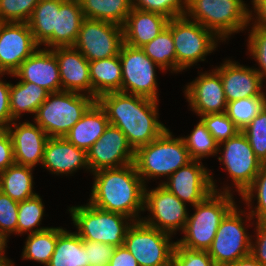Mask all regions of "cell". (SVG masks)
Masks as SVG:
<instances>
[{
	"label": "cell",
	"instance_id": "17",
	"mask_svg": "<svg viewBox=\"0 0 266 266\" xmlns=\"http://www.w3.org/2000/svg\"><path fill=\"white\" fill-rule=\"evenodd\" d=\"M39 47L27 22H0V73L13 74Z\"/></svg>",
	"mask_w": 266,
	"mask_h": 266
},
{
	"label": "cell",
	"instance_id": "1",
	"mask_svg": "<svg viewBox=\"0 0 266 266\" xmlns=\"http://www.w3.org/2000/svg\"><path fill=\"white\" fill-rule=\"evenodd\" d=\"M96 101L106 112L109 124L125 134L134 150L154 141L167 129L158 119L159 101L123 92L107 93Z\"/></svg>",
	"mask_w": 266,
	"mask_h": 266
},
{
	"label": "cell",
	"instance_id": "39",
	"mask_svg": "<svg viewBox=\"0 0 266 266\" xmlns=\"http://www.w3.org/2000/svg\"><path fill=\"white\" fill-rule=\"evenodd\" d=\"M241 131L247 137L255 156L266 164V106Z\"/></svg>",
	"mask_w": 266,
	"mask_h": 266
},
{
	"label": "cell",
	"instance_id": "46",
	"mask_svg": "<svg viewBox=\"0 0 266 266\" xmlns=\"http://www.w3.org/2000/svg\"><path fill=\"white\" fill-rule=\"evenodd\" d=\"M88 266H108L115 246L100 242L84 241Z\"/></svg>",
	"mask_w": 266,
	"mask_h": 266
},
{
	"label": "cell",
	"instance_id": "23",
	"mask_svg": "<svg viewBox=\"0 0 266 266\" xmlns=\"http://www.w3.org/2000/svg\"><path fill=\"white\" fill-rule=\"evenodd\" d=\"M41 165L56 175H71L82 168L90 172L87 152L68 142L64 137L47 139Z\"/></svg>",
	"mask_w": 266,
	"mask_h": 266
},
{
	"label": "cell",
	"instance_id": "47",
	"mask_svg": "<svg viewBox=\"0 0 266 266\" xmlns=\"http://www.w3.org/2000/svg\"><path fill=\"white\" fill-rule=\"evenodd\" d=\"M255 238L251 240L250 254L263 266H266V222H255Z\"/></svg>",
	"mask_w": 266,
	"mask_h": 266
},
{
	"label": "cell",
	"instance_id": "20",
	"mask_svg": "<svg viewBox=\"0 0 266 266\" xmlns=\"http://www.w3.org/2000/svg\"><path fill=\"white\" fill-rule=\"evenodd\" d=\"M17 122L13 120L7 127L12 139L14 161L34 168L39 163L42 164L44 147L49 137L35 122Z\"/></svg>",
	"mask_w": 266,
	"mask_h": 266
},
{
	"label": "cell",
	"instance_id": "38",
	"mask_svg": "<svg viewBox=\"0 0 266 266\" xmlns=\"http://www.w3.org/2000/svg\"><path fill=\"white\" fill-rule=\"evenodd\" d=\"M240 196L248 207L250 216L256 222H266V164L261 166L252 184ZM253 199L257 200L255 207L252 205Z\"/></svg>",
	"mask_w": 266,
	"mask_h": 266
},
{
	"label": "cell",
	"instance_id": "33",
	"mask_svg": "<svg viewBox=\"0 0 266 266\" xmlns=\"http://www.w3.org/2000/svg\"><path fill=\"white\" fill-rule=\"evenodd\" d=\"M65 230L62 227H50L29 234L22 249V259L33 260L47 266L55 250L58 236Z\"/></svg>",
	"mask_w": 266,
	"mask_h": 266
},
{
	"label": "cell",
	"instance_id": "29",
	"mask_svg": "<svg viewBox=\"0 0 266 266\" xmlns=\"http://www.w3.org/2000/svg\"><path fill=\"white\" fill-rule=\"evenodd\" d=\"M60 0H40L27 22L35 42L45 49L53 48V30H56V10Z\"/></svg>",
	"mask_w": 266,
	"mask_h": 266
},
{
	"label": "cell",
	"instance_id": "25",
	"mask_svg": "<svg viewBox=\"0 0 266 266\" xmlns=\"http://www.w3.org/2000/svg\"><path fill=\"white\" fill-rule=\"evenodd\" d=\"M108 125L109 120L106 112L95 101L64 138L79 149L87 152L104 133Z\"/></svg>",
	"mask_w": 266,
	"mask_h": 266
},
{
	"label": "cell",
	"instance_id": "4",
	"mask_svg": "<svg viewBox=\"0 0 266 266\" xmlns=\"http://www.w3.org/2000/svg\"><path fill=\"white\" fill-rule=\"evenodd\" d=\"M233 194L213 191L202 202L192 206L195 211L188 215L181 237L176 243L192 250L207 251L217 229L226 214L236 205Z\"/></svg>",
	"mask_w": 266,
	"mask_h": 266
},
{
	"label": "cell",
	"instance_id": "16",
	"mask_svg": "<svg viewBox=\"0 0 266 266\" xmlns=\"http://www.w3.org/2000/svg\"><path fill=\"white\" fill-rule=\"evenodd\" d=\"M135 150L125 134L109 124L100 138L87 151L90 173L101 169L120 168L134 162Z\"/></svg>",
	"mask_w": 266,
	"mask_h": 266
},
{
	"label": "cell",
	"instance_id": "26",
	"mask_svg": "<svg viewBox=\"0 0 266 266\" xmlns=\"http://www.w3.org/2000/svg\"><path fill=\"white\" fill-rule=\"evenodd\" d=\"M84 19L79 0H60V9L56 10V30H53V48L73 46Z\"/></svg>",
	"mask_w": 266,
	"mask_h": 266
},
{
	"label": "cell",
	"instance_id": "48",
	"mask_svg": "<svg viewBox=\"0 0 266 266\" xmlns=\"http://www.w3.org/2000/svg\"><path fill=\"white\" fill-rule=\"evenodd\" d=\"M13 144L7 128L0 127V172L14 164Z\"/></svg>",
	"mask_w": 266,
	"mask_h": 266
},
{
	"label": "cell",
	"instance_id": "21",
	"mask_svg": "<svg viewBox=\"0 0 266 266\" xmlns=\"http://www.w3.org/2000/svg\"><path fill=\"white\" fill-rule=\"evenodd\" d=\"M216 66L215 71L220 75L227 102L246 97L261 96L264 91L263 80L254 67L240 65L227 59Z\"/></svg>",
	"mask_w": 266,
	"mask_h": 266
},
{
	"label": "cell",
	"instance_id": "44",
	"mask_svg": "<svg viewBox=\"0 0 266 266\" xmlns=\"http://www.w3.org/2000/svg\"><path fill=\"white\" fill-rule=\"evenodd\" d=\"M18 205V201L0 190V234L6 239L11 234H17Z\"/></svg>",
	"mask_w": 266,
	"mask_h": 266
},
{
	"label": "cell",
	"instance_id": "49",
	"mask_svg": "<svg viewBox=\"0 0 266 266\" xmlns=\"http://www.w3.org/2000/svg\"><path fill=\"white\" fill-rule=\"evenodd\" d=\"M6 73H0V127L7 128L13 121L10 113V83L1 79Z\"/></svg>",
	"mask_w": 266,
	"mask_h": 266
},
{
	"label": "cell",
	"instance_id": "9",
	"mask_svg": "<svg viewBox=\"0 0 266 266\" xmlns=\"http://www.w3.org/2000/svg\"><path fill=\"white\" fill-rule=\"evenodd\" d=\"M171 32L176 52L177 73L205 61L206 56L215 51L222 41L211 30L185 15L171 19Z\"/></svg>",
	"mask_w": 266,
	"mask_h": 266
},
{
	"label": "cell",
	"instance_id": "3",
	"mask_svg": "<svg viewBox=\"0 0 266 266\" xmlns=\"http://www.w3.org/2000/svg\"><path fill=\"white\" fill-rule=\"evenodd\" d=\"M172 134L167 128L157 139L135 150L133 163L145 185L152 178L167 179L192 160L182 136L174 138Z\"/></svg>",
	"mask_w": 266,
	"mask_h": 266
},
{
	"label": "cell",
	"instance_id": "12",
	"mask_svg": "<svg viewBox=\"0 0 266 266\" xmlns=\"http://www.w3.org/2000/svg\"><path fill=\"white\" fill-rule=\"evenodd\" d=\"M207 167L200 160H191L183 167L175 171L170 177L160 181V184L173 193L182 202L195 206L202 202L213 191L228 192L233 188L228 185L217 189L215 180ZM165 181V182H164Z\"/></svg>",
	"mask_w": 266,
	"mask_h": 266
},
{
	"label": "cell",
	"instance_id": "30",
	"mask_svg": "<svg viewBox=\"0 0 266 266\" xmlns=\"http://www.w3.org/2000/svg\"><path fill=\"white\" fill-rule=\"evenodd\" d=\"M33 169L29 166L12 164L0 172V190L15 201H24L37 195L34 192Z\"/></svg>",
	"mask_w": 266,
	"mask_h": 266
},
{
	"label": "cell",
	"instance_id": "53",
	"mask_svg": "<svg viewBox=\"0 0 266 266\" xmlns=\"http://www.w3.org/2000/svg\"><path fill=\"white\" fill-rule=\"evenodd\" d=\"M7 242L8 240L2 234H0V262L1 261H12L5 255V252H6L5 249L7 248Z\"/></svg>",
	"mask_w": 266,
	"mask_h": 266
},
{
	"label": "cell",
	"instance_id": "31",
	"mask_svg": "<svg viewBox=\"0 0 266 266\" xmlns=\"http://www.w3.org/2000/svg\"><path fill=\"white\" fill-rule=\"evenodd\" d=\"M86 19L123 26L132 9V0H79Z\"/></svg>",
	"mask_w": 266,
	"mask_h": 266
},
{
	"label": "cell",
	"instance_id": "27",
	"mask_svg": "<svg viewBox=\"0 0 266 266\" xmlns=\"http://www.w3.org/2000/svg\"><path fill=\"white\" fill-rule=\"evenodd\" d=\"M92 97L120 92L122 83V66L119 55L89 62Z\"/></svg>",
	"mask_w": 266,
	"mask_h": 266
},
{
	"label": "cell",
	"instance_id": "8",
	"mask_svg": "<svg viewBox=\"0 0 266 266\" xmlns=\"http://www.w3.org/2000/svg\"><path fill=\"white\" fill-rule=\"evenodd\" d=\"M246 211L238 208L237 204L222 219L211 247L207 250L212 260L219 266L233 263L241 257L247 256L251 251L252 235L246 231L247 222L249 226L255 221ZM245 213V215H244ZM248 213V214H247ZM244 215V216H243ZM243 217L245 219H243ZM245 221V222H244ZM246 224V225H244Z\"/></svg>",
	"mask_w": 266,
	"mask_h": 266
},
{
	"label": "cell",
	"instance_id": "11",
	"mask_svg": "<svg viewBox=\"0 0 266 266\" xmlns=\"http://www.w3.org/2000/svg\"><path fill=\"white\" fill-rule=\"evenodd\" d=\"M119 59L122 66L120 92L159 101L156 69L164 71L141 48L125 43L120 48Z\"/></svg>",
	"mask_w": 266,
	"mask_h": 266
},
{
	"label": "cell",
	"instance_id": "22",
	"mask_svg": "<svg viewBox=\"0 0 266 266\" xmlns=\"http://www.w3.org/2000/svg\"><path fill=\"white\" fill-rule=\"evenodd\" d=\"M51 50L58 62L62 91L92 97L89 61L73 46L54 47Z\"/></svg>",
	"mask_w": 266,
	"mask_h": 266
},
{
	"label": "cell",
	"instance_id": "18",
	"mask_svg": "<svg viewBox=\"0 0 266 266\" xmlns=\"http://www.w3.org/2000/svg\"><path fill=\"white\" fill-rule=\"evenodd\" d=\"M211 71L199 73L183 88L191 111L199 117L226 111L227 101L221 77L214 68Z\"/></svg>",
	"mask_w": 266,
	"mask_h": 266
},
{
	"label": "cell",
	"instance_id": "34",
	"mask_svg": "<svg viewBox=\"0 0 266 266\" xmlns=\"http://www.w3.org/2000/svg\"><path fill=\"white\" fill-rule=\"evenodd\" d=\"M141 49L163 71L169 69L171 73H177V59L171 32V19L167 27L157 37L141 47Z\"/></svg>",
	"mask_w": 266,
	"mask_h": 266
},
{
	"label": "cell",
	"instance_id": "43",
	"mask_svg": "<svg viewBox=\"0 0 266 266\" xmlns=\"http://www.w3.org/2000/svg\"><path fill=\"white\" fill-rule=\"evenodd\" d=\"M132 7L173 19L185 15L186 0H132Z\"/></svg>",
	"mask_w": 266,
	"mask_h": 266
},
{
	"label": "cell",
	"instance_id": "7",
	"mask_svg": "<svg viewBox=\"0 0 266 266\" xmlns=\"http://www.w3.org/2000/svg\"><path fill=\"white\" fill-rule=\"evenodd\" d=\"M96 100L85 94L60 91L49 93L33 116L48 137H64Z\"/></svg>",
	"mask_w": 266,
	"mask_h": 266
},
{
	"label": "cell",
	"instance_id": "5",
	"mask_svg": "<svg viewBox=\"0 0 266 266\" xmlns=\"http://www.w3.org/2000/svg\"><path fill=\"white\" fill-rule=\"evenodd\" d=\"M243 0H186L185 16L211 30L222 42L247 30L248 4Z\"/></svg>",
	"mask_w": 266,
	"mask_h": 266
},
{
	"label": "cell",
	"instance_id": "52",
	"mask_svg": "<svg viewBox=\"0 0 266 266\" xmlns=\"http://www.w3.org/2000/svg\"><path fill=\"white\" fill-rule=\"evenodd\" d=\"M225 266H263L251 254L241 257L237 261L227 264Z\"/></svg>",
	"mask_w": 266,
	"mask_h": 266
},
{
	"label": "cell",
	"instance_id": "32",
	"mask_svg": "<svg viewBox=\"0 0 266 266\" xmlns=\"http://www.w3.org/2000/svg\"><path fill=\"white\" fill-rule=\"evenodd\" d=\"M47 266H88L84 241L76 232L65 229L58 236Z\"/></svg>",
	"mask_w": 266,
	"mask_h": 266
},
{
	"label": "cell",
	"instance_id": "40",
	"mask_svg": "<svg viewBox=\"0 0 266 266\" xmlns=\"http://www.w3.org/2000/svg\"><path fill=\"white\" fill-rule=\"evenodd\" d=\"M200 120L218 144L227 141L240 131V129L233 123L225 112L206 114L200 116Z\"/></svg>",
	"mask_w": 266,
	"mask_h": 266
},
{
	"label": "cell",
	"instance_id": "14",
	"mask_svg": "<svg viewBox=\"0 0 266 266\" xmlns=\"http://www.w3.org/2000/svg\"><path fill=\"white\" fill-rule=\"evenodd\" d=\"M187 203L182 202L173 193L159 184L156 188L145 187L144 211L150 214L142 216V221L158 230L175 235L183 231L189 212Z\"/></svg>",
	"mask_w": 266,
	"mask_h": 266
},
{
	"label": "cell",
	"instance_id": "37",
	"mask_svg": "<svg viewBox=\"0 0 266 266\" xmlns=\"http://www.w3.org/2000/svg\"><path fill=\"white\" fill-rule=\"evenodd\" d=\"M182 138L191 159L201 161L209 156H217L219 144L201 120L195 125L190 135Z\"/></svg>",
	"mask_w": 266,
	"mask_h": 266
},
{
	"label": "cell",
	"instance_id": "24",
	"mask_svg": "<svg viewBox=\"0 0 266 266\" xmlns=\"http://www.w3.org/2000/svg\"><path fill=\"white\" fill-rule=\"evenodd\" d=\"M169 20L162 14L132 7L122 26L123 43L141 48L157 37L167 27Z\"/></svg>",
	"mask_w": 266,
	"mask_h": 266
},
{
	"label": "cell",
	"instance_id": "54",
	"mask_svg": "<svg viewBox=\"0 0 266 266\" xmlns=\"http://www.w3.org/2000/svg\"><path fill=\"white\" fill-rule=\"evenodd\" d=\"M0 266H14L13 261H1Z\"/></svg>",
	"mask_w": 266,
	"mask_h": 266
},
{
	"label": "cell",
	"instance_id": "2",
	"mask_svg": "<svg viewBox=\"0 0 266 266\" xmlns=\"http://www.w3.org/2000/svg\"><path fill=\"white\" fill-rule=\"evenodd\" d=\"M94 183L89 202L94 207L123 214L134 221L141 220L144 212L145 187L134 163L101 169L92 173Z\"/></svg>",
	"mask_w": 266,
	"mask_h": 266
},
{
	"label": "cell",
	"instance_id": "15",
	"mask_svg": "<svg viewBox=\"0 0 266 266\" xmlns=\"http://www.w3.org/2000/svg\"><path fill=\"white\" fill-rule=\"evenodd\" d=\"M122 44L121 26L85 18L73 47L91 62L119 55Z\"/></svg>",
	"mask_w": 266,
	"mask_h": 266
},
{
	"label": "cell",
	"instance_id": "50",
	"mask_svg": "<svg viewBox=\"0 0 266 266\" xmlns=\"http://www.w3.org/2000/svg\"><path fill=\"white\" fill-rule=\"evenodd\" d=\"M108 266H139L135 257L123 245L115 248Z\"/></svg>",
	"mask_w": 266,
	"mask_h": 266
},
{
	"label": "cell",
	"instance_id": "51",
	"mask_svg": "<svg viewBox=\"0 0 266 266\" xmlns=\"http://www.w3.org/2000/svg\"><path fill=\"white\" fill-rule=\"evenodd\" d=\"M251 4L254 11H249V26L266 27V0H251Z\"/></svg>",
	"mask_w": 266,
	"mask_h": 266
},
{
	"label": "cell",
	"instance_id": "6",
	"mask_svg": "<svg viewBox=\"0 0 266 266\" xmlns=\"http://www.w3.org/2000/svg\"><path fill=\"white\" fill-rule=\"evenodd\" d=\"M69 213L83 241L100 242L115 247L123 246L128 229L134 220L116 212L98 209L86 203L69 207Z\"/></svg>",
	"mask_w": 266,
	"mask_h": 266
},
{
	"label": "cell",
	"instance_id": "10",
	"mask_svg": "<svg viewBox=\"0 0 266 266\" xmlns=\"http://www.w3.org/2000/svg\"><path fill=\"white\" fill-rule=\"evenodd\" d=\"M172 236L139 220L128 229L123 245L139 266H172L176 244L171 240Z\"/></svg>",
	"mask_w": 266,
	"mask_h": 266
},
{
	"label": "cell",
	"instance_id": "41",
	"mask_svg": "<svg viewBox=\"0 0 266 266\" xmlns=\"http://www.w3.org/2000/svg\"><path fill=\"white\" fill-rule=\"evenodd\" d=\"M40 0H0V22H28Z\"/></svg>",
	"mask_w": 266,
	"mask_h": 266
},
{
	"label": "cell",
	"instance_id": "19",
	"mask_svg": "<svg viewBox=\"0 0 266 266\" xmlns=\"http://www.w3.org/2000/svg\"><path fill=\"white\" fill-rule=\"evenodd\" d=\"M7 75L23 82L34 83L49 93L62 91L58 62L53 51L48 48L39 47L13 74Z\"/></svg>",
	"mask_w": 266,
	"mask_h": 266
},
{
	"label": "cell",
	"instance_id": "35",
	"mask_svg": "<svg viewBox=\"0 0 266 266\" xmlns=\"http://www.w3.org/2000/svg\"><path fill=\"white\" fill-rule=\"evenodd\" d=\"M44 204L40 195L20 201L18 205L17 235H27L46 230L50 227H40L43 219ZM39 226V227H37Z\"/></svg>",
	"mask_w": 266,
	"mask_h": 266
},
{
	"label": "cell",
	"instance_id": "28",
	"mask_svg": "<svg viewBox=\"0 0 266 266\" xmlns=\"http://www.w3.org/2000/svg\"><path fill=\"white\" fill-rule=\"evenodd\" d=\"M48 94L46 89L31 82L19 80L16 84L10 83L9 102L12 119L18 120L26 112L35 116Z\"/></svg>",
	"mask_w": 266,
	"mask_h": 266
},
{
	"label": "cell",
	"instance_id": "45",
	"mask_svg": "<svg viewBox=\"0 0 266 266\" xmlns=\"http://www.w3.org/2000/svg\"><path fill=\"white\" fill-rule=\"evenodd\" d=\"M172 266H219L209 256L208 251L192 250L175 244Z\"/></svg>",
	"mask_w": 266,
	"mask_h": 266
},
{
	"label": "cell",
	"instance_id": "13",
	"mask_svg": "<svg viewBox=\"0 0 266 266\" xmlns=\"http://www.w3.org/2000/svg\"><path fill=\"white\" fill-rule=\"evenodd\" d=\"M218 154L222 155L217 156L218 160L240 196L252 184L263 163L255 156L242 131L219 144Z\"/></svg>",
	"mask_w": 266,
	"mask_h": 266
},
{
	"label": "cell",
	"instance_id": "36",
	"mask_svg": "<svg viewBox=\"0 0 266 266\" xmlns=\"http://www.w3.org/2000/svg\"><path fill=\"white\" fill-rule=\"evenodd\" d=\"M266 106V93L227 102L226 115L240 129L245 128Z\"/></svg>",
	"mask_w": 266,
	"mask_h": 266
},
{
	"label": "cell",
	"instance_id": "42",
	"mask_svg": "<svg viewBox=\"0 0 266 266\" xmlns=\"http://www.w3.org/2000/svg\"><path fill=\"white\" fill-rule=\"evenodd\" d=\"M248 32L247 49L250 58H254L259 65L254 68L261 76L263 82L266 79V27L251 26Z\"/></svg>",
	"mask_w": 266,
	"mask_h": 266
}]
</instances>
